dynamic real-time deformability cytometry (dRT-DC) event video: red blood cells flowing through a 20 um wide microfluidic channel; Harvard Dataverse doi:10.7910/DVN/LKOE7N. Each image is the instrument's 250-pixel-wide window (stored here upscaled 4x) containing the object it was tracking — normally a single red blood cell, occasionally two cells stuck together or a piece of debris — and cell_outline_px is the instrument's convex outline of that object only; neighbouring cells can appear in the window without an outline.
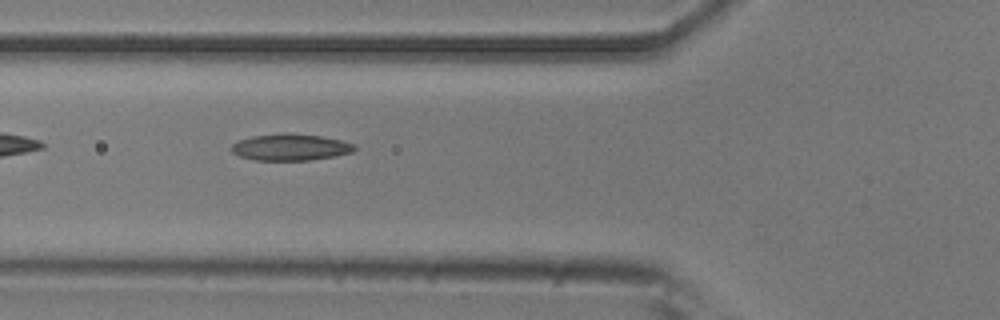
{"species": "common noctule bat (a hibernating species)", "species_latin": "Nyctalus noctula", "temperature_condition": "room temperature", "stored_images_in_passage": 6, "camera_frame_rate_fps": 3000, "um_per_image_px": 0.085, "animal": {"sex": "male", "body_mass_g": 20.5, "forearm_length_mm": 52.5}, "frame": {"image": 1, "passage_image": 5, "time_ms": 1.333, "image_size_px": [1000, 320], "cell_outline_px": [[356, 148], [352, 152], [332, 156], [308, 160], [256, 160], [240, 156], [232, 152], [232, 144], [240, 140], [252, 136], [284, 132], [320, 136], [340, 140], [356, 144]], "centroid_in_image_um": [24.68, 12.5], "position_along_channel_um": 101.1, "area_um2": 18.9}}
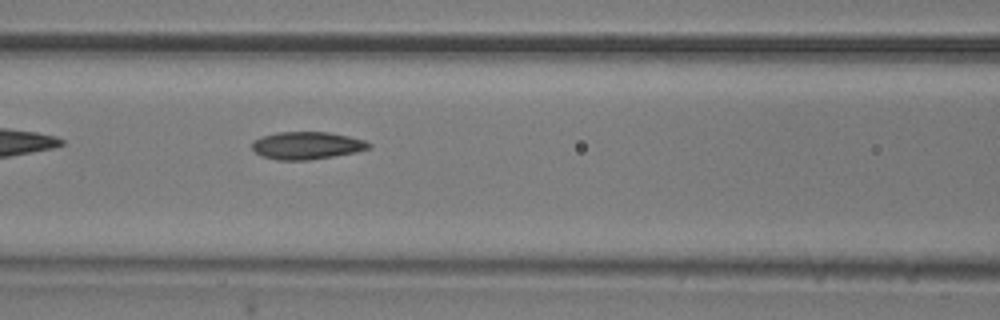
{"frame": {"image": 2, "passage_image": 6, "time_ms": 1.667, "image_size_px": [1000, 320], "cell_outline_px": [[372, 148], [356, 152], [308, 160], [276, 160], [260, 156], [252, 148], [252, 140], [260, 136], [276, 132], [328, 132], [348, 136], [364, 140], [372, 144]], "centroid_in_image_um": [26.05, 12.36], "position_along_channel_um": 140.5, "area_um2": 18.9}}